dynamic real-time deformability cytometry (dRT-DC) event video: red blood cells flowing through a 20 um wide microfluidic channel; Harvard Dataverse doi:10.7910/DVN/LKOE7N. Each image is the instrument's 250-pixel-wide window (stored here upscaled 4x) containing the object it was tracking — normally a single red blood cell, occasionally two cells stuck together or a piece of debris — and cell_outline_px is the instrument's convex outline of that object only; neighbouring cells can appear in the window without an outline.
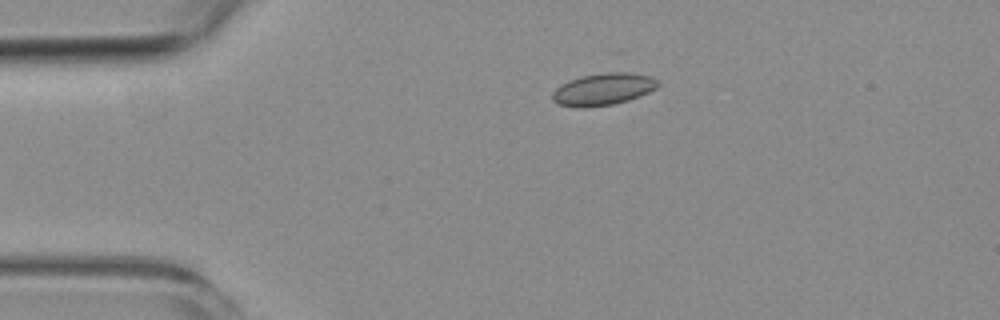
{"species": "common noctule bat (a hibernating species)", "species_latin": "Nyctalus noctula", "temperature_condition": "room temperature", "stored_images_in_passage": 5, "camera_frame_rate_fps": 3000, "um_per_image_px": 0.085, "animal": {"sex": "female", "body_mass_g": 19.3, "forearm_length_mm": 54.1}, "frame": {"image": 1, "passage_image": 3, "time_ms": 3.667, "image_size_px": [1000, 320], "cell_outline_px": [[660, 84], [656, 88], [640, 96], [628, 100], [612, 104], [580, 108], [576, 108], [556, 104], [552, 100], [552, 92], [560, 84], [568, 80], [580, 76], [612, 68], [620, 68], [652, 76], [660, 80]], "centroid_in_image_um": [51.31, 7.51], "position_along_channel_um": 33.7, "area_um2": 20.98}}
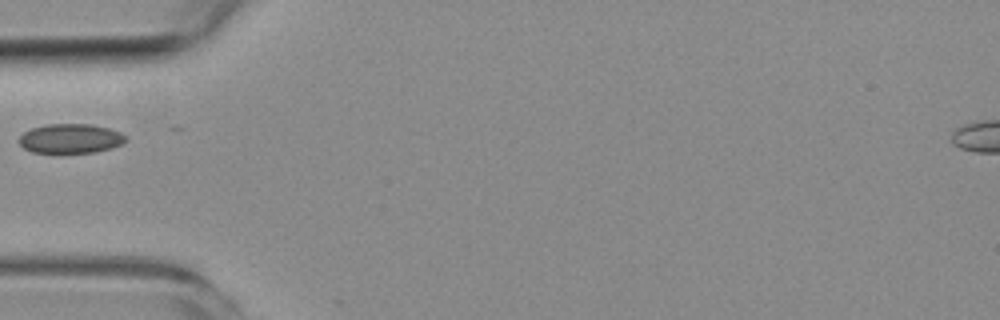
{"frame": {"image": 2, "passage_image": 5, "time_ms": 6.0, "image_size_px": [1000, 320], "cell_outline_px": [[128, 140], [112, 148], [96, 152], [32, 152], [24, 148], [20, 144], [20, 136], [24, 132], [32, 128], [48, 124], [92, 124], [108, 128], [120, 132]], "centroid_in_image_um": [6.01, 11.77], "position_along_channel_um": 79.0, "area_um2": 18.09}}